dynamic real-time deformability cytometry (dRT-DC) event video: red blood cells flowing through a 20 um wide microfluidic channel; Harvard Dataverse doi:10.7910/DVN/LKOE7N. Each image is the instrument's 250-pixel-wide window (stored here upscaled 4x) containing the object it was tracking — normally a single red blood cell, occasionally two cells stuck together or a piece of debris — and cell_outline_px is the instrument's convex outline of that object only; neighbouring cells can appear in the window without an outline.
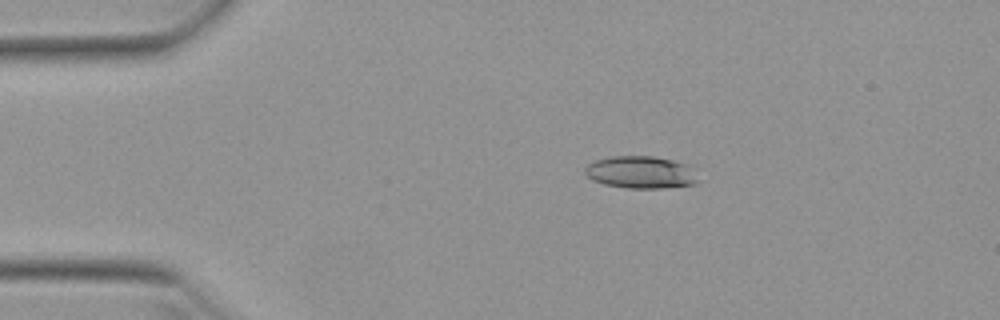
{"species": "Egyptian fruit bat (a non-hibernating species)", "species_latin": "Rousettus aegyptiacus", "temperature_condition": "warm", "stored_images_in_passage": 52, "camera_frame_rate_fps": 3000, "um_per_image_px": 0.085, "animal": {"sex": "female"}, "frame": {"image": 1, "passage_image": 10, "time_ms": 3.0, "image_size_px": [1000, 320], "cell_outline_px": [[700, 180], [696, 184], [664, 188], [628, 188], [604, 184], [592, 180], [584, 172], [584, 168], [588, 164], [596, 160], [612, 156], [652, 156], [672, 160], [688, 164]], "centroid_in_image_um": [54.48, 14.65], "position_along_channel_um": 30.5, "area_um2": 21.39}}
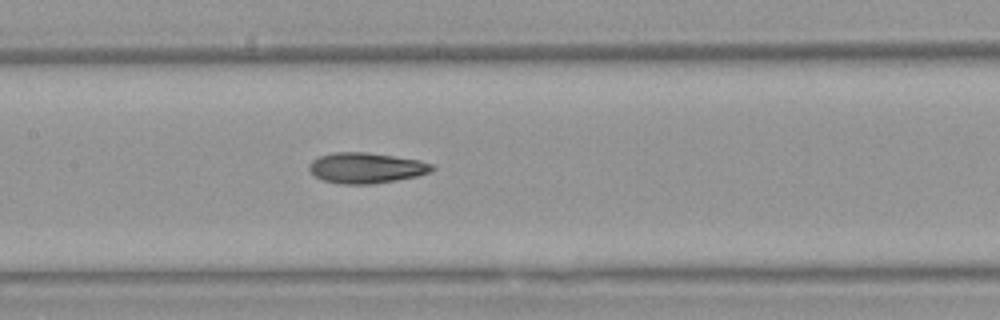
{"frame": {"image": 2, "passage_image": 25, "time_ms": 8.0, "image_size_px": [1000, 320], "cell_outline_px": [[436, 168], [428, 172], [416, 176], [396, 180], [372, 184], [344, 184], [324, 180], [316, 176], [308, 168], [308, 164], [312, 160], [320, 156], [332, 152], [368, 152], [420, 160], [432, 164]], "centroid_in_image_um": [31.12, 14.26], "position_along_channel_um": 176.3, "area_um2": 21.79}}
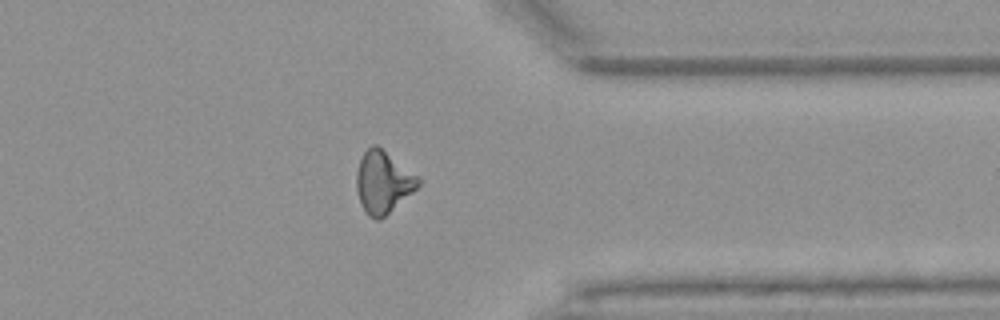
{"frame": {"image": 3, "passage_image": 41, "time_ms": 13.333, "image_size_px": [1000, 320], "cell_outline_px": [[420, 184], [412, 192], [380, 220], [376, 220], [368, 216], [360, 204], [356, 188], [356, 172], [360, 160], [364, 152], [372, 144], [376, 144], [416, 176], [420, 180]], "centroid_in_image_um": [32.51, 15.51], "position_along_channel_um": 378.9, "area_um2": 21.85}, "authors_computed_cell_mechanics": {"area_um2": 21.5594, "velocity_mm_per_s": 3.9486, "shape_relaxation_time_tau1_ms": null, "shape_relaxation_time_tau2_ms": 3.4689, "deformation_change_tau1": null, "deformation_change_tau2": 0.124}}